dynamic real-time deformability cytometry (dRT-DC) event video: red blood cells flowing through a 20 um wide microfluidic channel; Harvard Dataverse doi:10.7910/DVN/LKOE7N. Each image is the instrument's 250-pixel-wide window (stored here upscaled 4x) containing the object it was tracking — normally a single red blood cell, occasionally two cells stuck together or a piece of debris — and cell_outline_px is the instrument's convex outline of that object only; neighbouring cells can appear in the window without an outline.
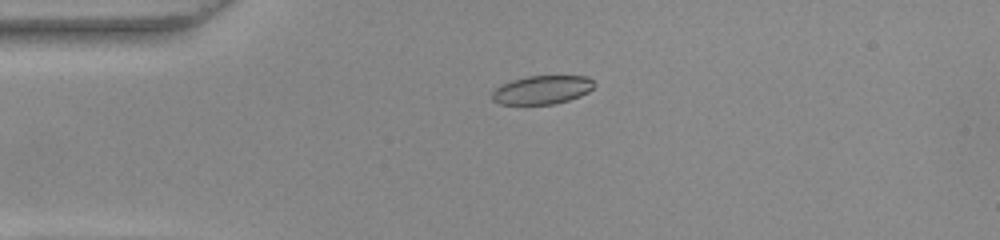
{"species": "common noctule bat (a hibernating species)", "species_latin": "Nyctalus noctula", "temperature_condition": "warm", "stored_images_in_passage": 50, "camera_frame_rate_fps": 3000, "um_per_image_px": 0.085, "animal": {"sex": "female", "body_mass_g": 22.0, "forearm_length_mm": 56.7}, "frame": {"image": 1, "passage_image": 9, "time_ms": 2.667, "image_size_px": [1000, 240], "cell_outline_px": [[596, 84], [588, 92], [580, 96], [568, 100], [552, 104], [500, 104], [492, 100], [492, 92], [500, 84], [512, 80], [528, 76], [588, 76]], "centroid_in_image_um": [46.07, 7.63], "position_along_channel_um": 38.9, "area_um2": 16.99}}
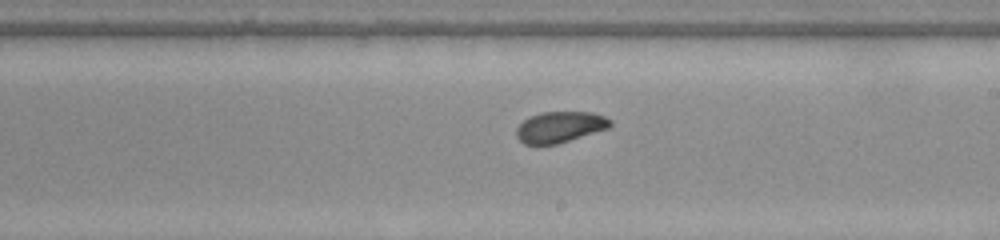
{"frame": {"image": 2, "passage_image": 27, "time_ms": 8.667, "image_size_px": [1000, 240], "cell_outline_px": [[612, 124], [608, 128], [556, 144], [524, 144], [516, 136], [516, 128], [528, 116], [540, 112], [592, 112], [604, 116], [612, 120]], "centroid_in_image_um": [47.58, 10.78], "position_along_channel_um": 241.4, "area_um2": 16.88}}
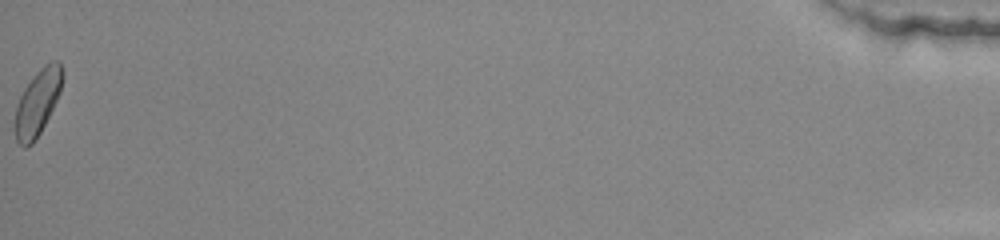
{"frame": {"image": 3, "passage_image": 50, "time_ms": 16.333, "image_size_px": [1000, 240], "cell_outline_px": [[64, 76], [60, 92], [36, 140], [32, 144], [24, 148], [16, 140], [16, 108], [20, 96], [24, 88], [36, 72], [44, 64], [52, 60], [56, 60], [60, 64], [64, 72]], "centroid_in_image_um": [3.21, 8.67], "position_along_channel_um": 432.0, "area_um2": 17.86}, "authors_computed_cell_mechanics": {"area_um2": 17.3689, "velocity_mm_per_s": 3.8584, "shape_relaxation_time_tau1_ms": 4.8323, "shape_relaxation_time_tau2_ms": 3.6798, "deformation_change_tau1": 0.1126, "deformation_change_tau2": 0.0775}}